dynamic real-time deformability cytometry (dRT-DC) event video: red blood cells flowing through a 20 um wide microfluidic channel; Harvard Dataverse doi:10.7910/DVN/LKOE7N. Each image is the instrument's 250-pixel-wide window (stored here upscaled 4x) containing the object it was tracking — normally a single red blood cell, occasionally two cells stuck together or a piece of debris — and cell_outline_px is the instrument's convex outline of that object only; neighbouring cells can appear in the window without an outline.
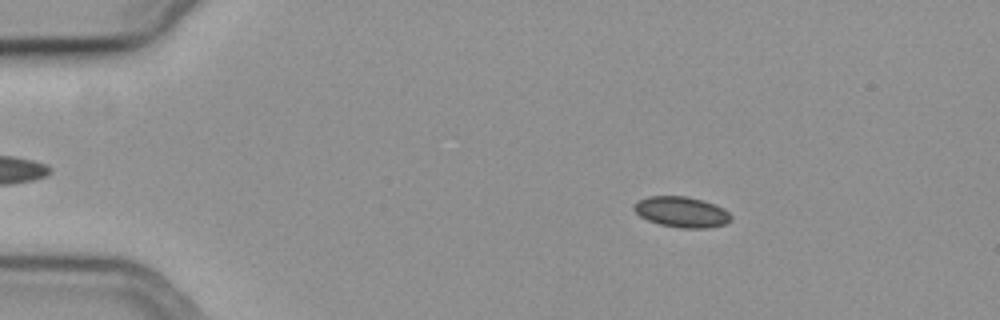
{"species": "common noctule bat (a hibernating species)", "species_latin": "Nyctalus noctula", "temperature_condition": "cold", "stored_images_in_passage": 57, "camera_frame_rate_fps": 3000, "um_per_image_px": 0.085, "animal": {"sex": "female", "body_mass_g": 19.3, "forearm_length_mm": 54.1}, "frame": {"image": 1, "passage_image": 10, "time_ms": 3.0, "image_size_px": [1000, 320], "cell_outline_px": [[732, 220], [724, 224], [708, 228], [680, 228], [660, 224], [648, 220], [640, 216], [632, 208], [632, 204], [636, 200], [648, 196], [688, 196], [704, 200], [716, 204], [724, 208], [732, 216]], "centroid_in_image_um": [57.93, 18.0], "position_along_channel_um": 27.1, "area_um2": 17.63}}
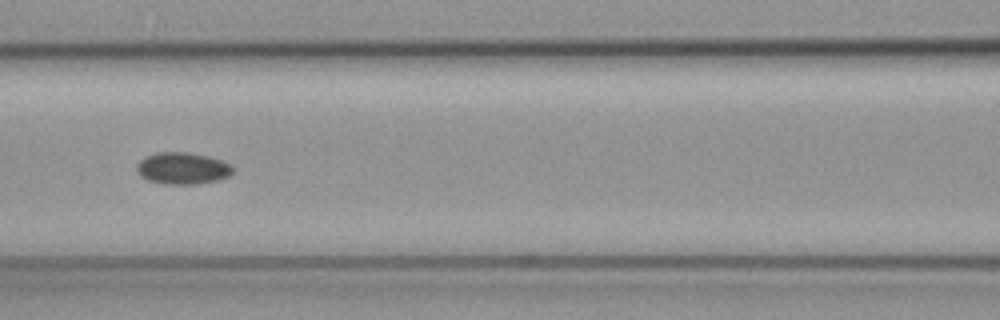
{"frame": {"image": 2, "passage_image": 26, "time_ms": 8.333, "image_size_px": [1000, 320], "cell_outline_px": [[236, 168], [228, 176], [216, 180], [196, 184], [168, 184], [148, 180], [140, 176], [136, 172], [136, 164], [144, 156], [156, 152], [188, 152], [208, 156], [232, 164]], "centroid_in_image_um": [15.5, 14.29], "position_along_channel_um": 151.1, "area_um2": 17.98}}
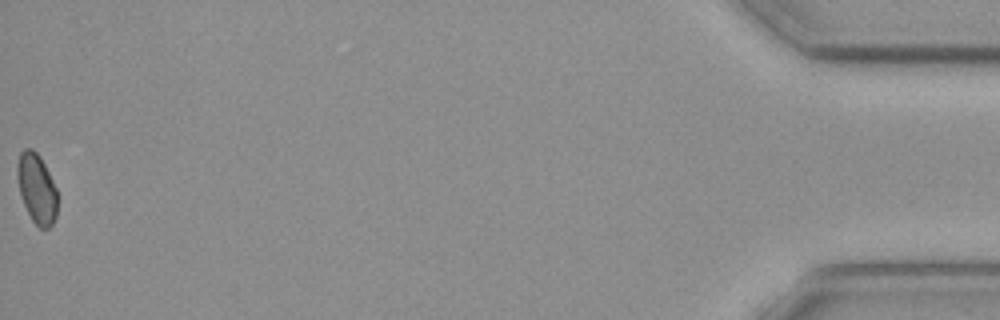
{"frame": {"image": 3, "passage_image": 57, "time_ms": 18.667, "image_size_px": [1000, 320], "cell_outline_px": [[56, 216], [52, 224], [48, 228], [40, 228], [32, 220], [20, 196], [16, 176], [16, 168], [20, 152], [24, 148], [32, 148], [40, 156], [56, 188]], "centroid_in_image_um": [3.09, 16.0], "position_along_channel_um": 432.1, "area_um2": 16.24}}